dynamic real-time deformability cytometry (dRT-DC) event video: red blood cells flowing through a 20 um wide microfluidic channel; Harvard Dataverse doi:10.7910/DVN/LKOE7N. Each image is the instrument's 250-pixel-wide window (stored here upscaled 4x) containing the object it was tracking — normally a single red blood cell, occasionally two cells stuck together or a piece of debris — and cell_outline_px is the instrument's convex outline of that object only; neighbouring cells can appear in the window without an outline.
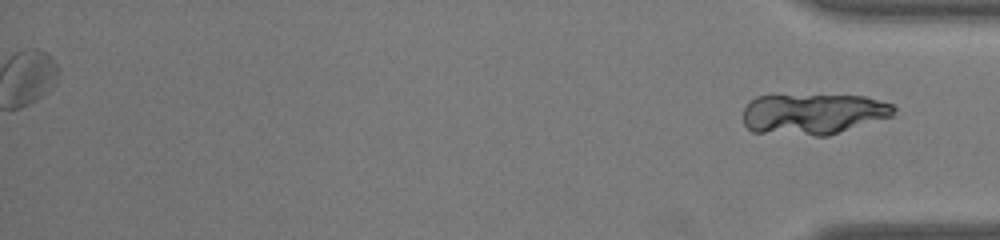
{"species": "common noctule bat (a hibernating species)", "species_latin": "Nyctalus noctula", "temperature_condition": "warm", "stored_images_in_passage": 46, "segment_of_instrument_passage": [2, 2], "camera_frame_rate_fps": 3000, "um_per_image_px": 0.085, "animal": {"sex": "male", "body_mass_g": 19.0, "forearm_length_mm": 50.8}, "frame": {"image": 1, "passage_image": 46, "time_ms": 15.0, "image_size_px": [1000, 240], "cell_outline_px": [[896, 108], [892, 116], [828, 136], [816, 136], [752, 132], [744, 124], [744, 108], [756, 96], [772, 92], [868, 96], [892, 104]], "centroid_in_image_um": [69.08, 9.63], "position_along_channel_um": 366.1, "area_um2": 37.34}}